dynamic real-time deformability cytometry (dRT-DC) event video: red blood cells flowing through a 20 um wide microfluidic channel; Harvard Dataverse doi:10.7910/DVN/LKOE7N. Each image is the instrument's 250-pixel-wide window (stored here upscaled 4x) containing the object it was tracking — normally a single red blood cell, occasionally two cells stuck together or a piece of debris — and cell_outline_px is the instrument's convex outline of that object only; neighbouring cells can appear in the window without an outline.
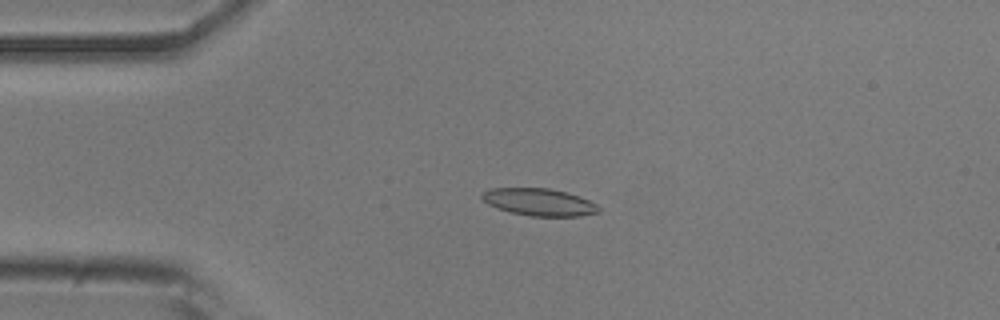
{"species": "common noctule bat (a hibernating species)", "species_latin": "Nyctalus noctula", "temperature_condition": "room temperature", "stored_images_in_passage": 53, "camera_frame_rate_fps": 3000, "um_per_image_px": 0.085, "animal": {"sex": "male", "body_mass_g": 20.5, "forearm_length_mm": 52.5}, "frame": {"image": 1, "passage_image": 12, "time_ms": 3.667, "image_size_px": [1000, 320], "cell_outline_px": [[600, 212], [580, 216], [528, 216], [496, 208], [488, 204], [480, 196], [484, 192], [492, 188], [548, 188], [568, 192], [580, 196], [596, 204], [600, 208]], "centroid_in_image_um": [45.85, 17.18], "position_along_channel_um": 39.1, "area_um2": 18.55}}
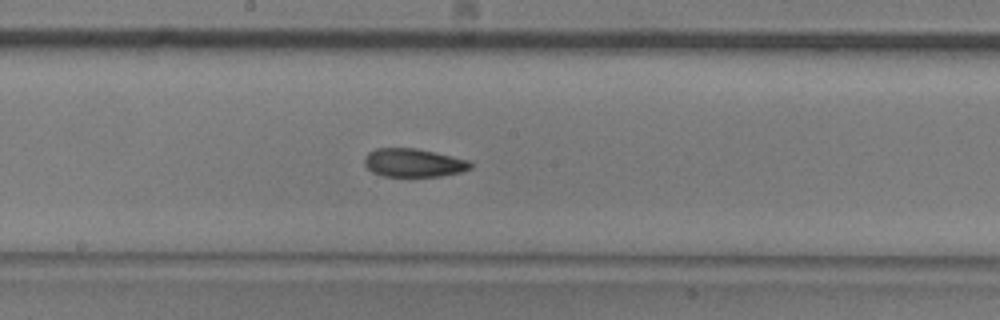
{"frame": {"image": 2, "passage_image": 28, "time_ms": 9.0, "image_size_px": [1000, 320], "cell_outline_px": [[472, 168], [460, 172], [440, 176], [384, 176], [372, 172], [364, 164], [364, 156], [368, 152], [376, 148], [416, 148], [436, 152], [468, 160], [472, 164]], "centroid_in_image_um": [35.13, 13.83], "position_along_channel_um": 213.1, "area_um2": 17.57}}
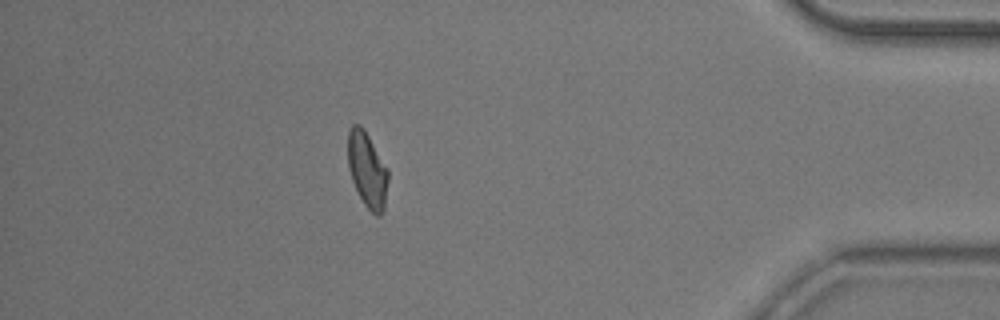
{"frame": {"image": 3, "passage_image": 47, "time_ms": 15.333, "image_size_px": [1000, 320], "cell_outline_px": [[388, 180], [384, 208], [380, 216], [376, 216], [364, 204], [352, 180], [348, 168], [348, 132], [352, 124], [360, 124], [364, 128], [388, 168]], "centroid_in_image_um": [31.22, 14.4], "position_along_channel_um": 404.0, "area_um2": 17.69}, "authors_computed_cell_mechanics": {"area_um2": 17.9758, "velocity_mm_per_s": 3.7477, "shape_relaxation_time_tau1_ms": null, "shape_relaxation_time_tau2_ms": 3.6908, "deformation_change_tau1": null, "deformation_change_tau2": 0.1067}}